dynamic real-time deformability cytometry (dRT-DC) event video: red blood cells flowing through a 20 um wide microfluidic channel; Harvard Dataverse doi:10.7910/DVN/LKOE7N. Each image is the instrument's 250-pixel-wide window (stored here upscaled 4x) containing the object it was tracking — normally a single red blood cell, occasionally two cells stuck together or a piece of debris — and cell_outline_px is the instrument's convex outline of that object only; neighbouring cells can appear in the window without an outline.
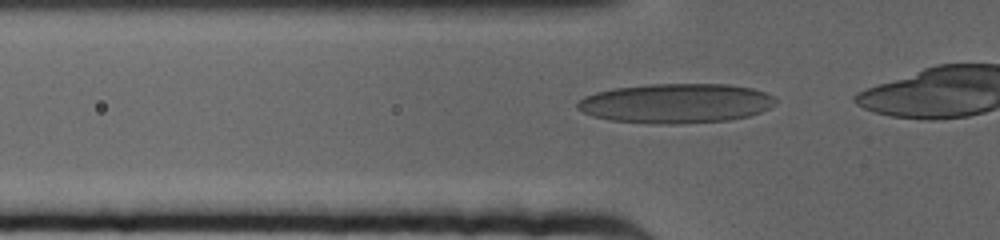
{"species": "human", "species_latin": "Homo sapiens", "temperature_condition": "cold", "stored_images_in_passage": 34, "camera_frame_rate_fps": 3000, "um_per_image_px": 0.085, "donor": {"sex": "female"}, "frame": {"image": 1, "passage_image": 15, "time_ms": 4.667, "image_size_px": [1000, 240], "cell_outline_px": [[776, 104], [760, 112], [748, 116], [728, 120], [676, 124], [656, 124], [612, 120], [592, 116], [576, 108], [576, 104], [584, 96], [596, 92], [616, 88], [652, 84], [728, 84], [752, 88], [776, 96]], "centroid_in_image_um": [57.47, 8.78], "position_along_channel_um": 68.3, "area_um2": 45.66}}
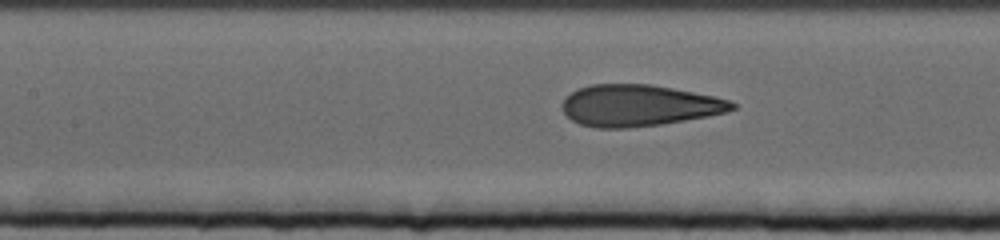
{"frame": {"image": 2, "passage_image": 23, "time_ms": 7.333, "image_size_px": [1000, 240], "cell_outline_px": [[736, 108], [728, 112], [708, 116], [660, 124], [628, 128], [596, 128], [580, 124], [572, 120], [564, 112], [564, 100], [572, 92], [580, 88], [592, 84], [648, 84], [672, 88], [712, 96], [728, 100], [736, 104]], "centroid_in_image_um": [54.32, 8.97], "position_along_channel_um": 153.1, "area_um2": 40.58}}
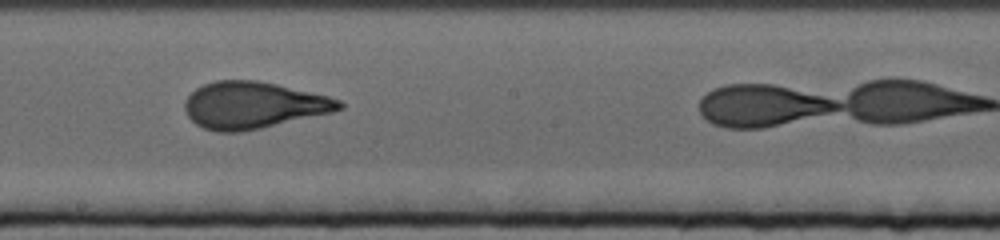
{"frame": {"image": 3, "passage_image": 30, "time_ms": 9.667, "image_size_px": [1000, 240], "cell_outline_px": [[344, 108], [332, 112], [260, 128], [240, 132], [216, 132], [204, 128], [196, 124], [188, 116], [184, 108], [184, 104], [188, 96], [196, 88], [204, 84], [216, 80], [256, 80], [276, 84], [328, 96], [340, 100], [344, 104]], "centroid_in_image_um": [21.51, 8.94], "position_along_channel_um": 226.7, "area_um2": 41.85}}